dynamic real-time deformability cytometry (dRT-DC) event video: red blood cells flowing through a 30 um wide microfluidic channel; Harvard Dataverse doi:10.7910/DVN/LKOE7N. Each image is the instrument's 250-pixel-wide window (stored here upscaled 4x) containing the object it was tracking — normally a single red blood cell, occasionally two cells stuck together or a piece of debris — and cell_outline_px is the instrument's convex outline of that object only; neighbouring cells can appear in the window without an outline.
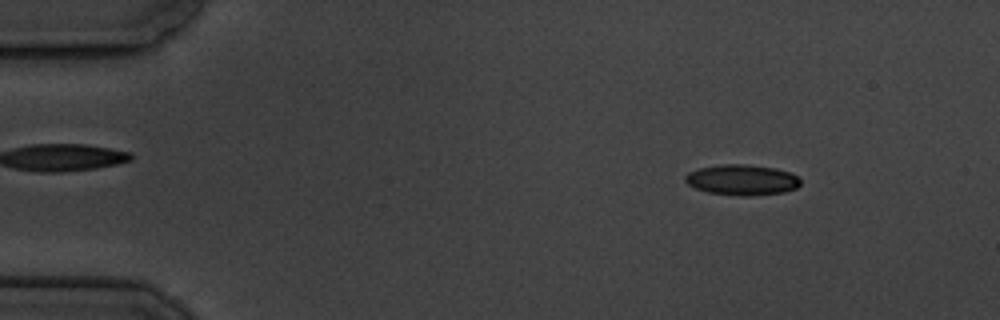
{"species": "common noctule bat (a hibernating species)", "species_latin": "Nyctalus noctula", "temperature_condition": "cold", "stored_images_in_passage": 7, "camera_frame_rate_fps": 3000, "um_per_image_px": 0.085, "animal": {"sex": "male", "body_mass_g": 19.5, "forearm_length_mm": 54.6}, "frame": {"image": 1, "passage_image": 2, "time_ms": 1.333, "image_size_px": [1000, 320], "cell_outline_px": [[800, 184], [796, 188], [784, 192], [752, 196], [740, 196], [708, 192], [696, 188], [688, 184], [684, 180], [684, 176], [688, 172], [700, 168], [720, 164], [744, 164], [776, 168], [788, 172], [796, 176], [800, 180]], "centroid_in_image_um": [63.05, 15.29], "position_along_channel_um": 21.9, "area_um2": 20.52}}
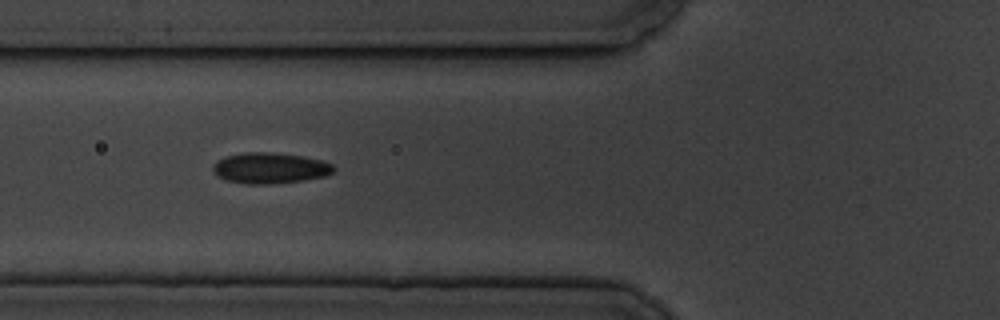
{"frame": {"image": 2, "passage_image": 6, "time_ms": 6.0, "image_size_px": [1000, 320], "cell_outline_px": [[336, 168], [332, 172], [324, 176], [304, 180], [268, 184], [244, 184], [224, 180], [216, 176], [212, 172], [212, 164], [216, 160], [228, 156], [244, 152], [268, 152], [304, 156], [320, 160], [332, 164]], "centroid_in_image_um": [22.89, 14.29], "position_along_channel_um": 102.9, "area_um2": 21.85}}
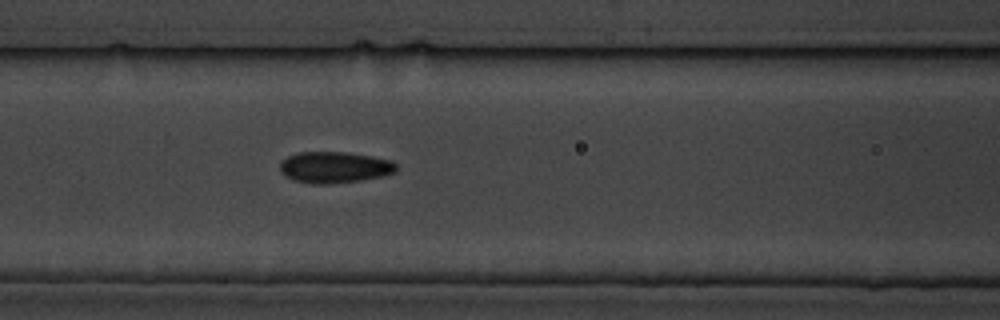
{"frame": {"image": 3, "passage_image": 7, "time_ms": 7.0, "image_size_px": [1000, 320], "cell_outline_px": [[396, 172], [384, 176], [360, 180], [328, 184], [312, 184], [292, 180], [284, 176], [280, 172], [280, 164], [288, 156], [300, 152], [348, 152], [372, 156], [392, 160], [396, 164]], "centroid_in_image_um": [28.44, 14.22], "position_along_channel_um": 138.2, "area_um2": 21.39}}